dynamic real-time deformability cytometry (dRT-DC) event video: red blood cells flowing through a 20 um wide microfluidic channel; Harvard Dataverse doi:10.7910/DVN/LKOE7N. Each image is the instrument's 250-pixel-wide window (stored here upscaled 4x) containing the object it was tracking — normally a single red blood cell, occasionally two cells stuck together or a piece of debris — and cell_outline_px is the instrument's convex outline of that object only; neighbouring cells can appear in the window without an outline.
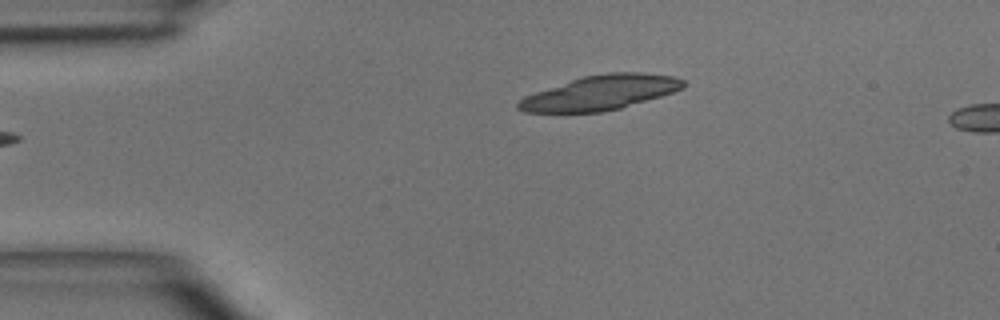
{"species": "common noctule bat (a hibernating species)", "species_latin": "Nyctalus noctula", "temperature_condition": "room temperature", "stored_images_in_passage": 5, "segment_of_instrument_passage": [2, 2], "camera_frame_rate_fps": 3000, "um_per_image_px": 0.085, "animal": {"sex": "male", "body_mass_g": 15.6}, "frame": {"image": 1, "passage_image": 5, "time_ms": 4.667, "image_size_px": [1000, 320], "cell_outline_px": [[684, 88], [660, 96], [620, 108], [604, 112], [524, 112], [516, 108], [516, 104], [524, 96], [584, 76], [608, 72], [644, 72], [672, 76], [684, 80]], "centroid_in_image_um": [51.04, 7.88], "position_along_channel_um": 34.0, "area_um2": 32.89}}